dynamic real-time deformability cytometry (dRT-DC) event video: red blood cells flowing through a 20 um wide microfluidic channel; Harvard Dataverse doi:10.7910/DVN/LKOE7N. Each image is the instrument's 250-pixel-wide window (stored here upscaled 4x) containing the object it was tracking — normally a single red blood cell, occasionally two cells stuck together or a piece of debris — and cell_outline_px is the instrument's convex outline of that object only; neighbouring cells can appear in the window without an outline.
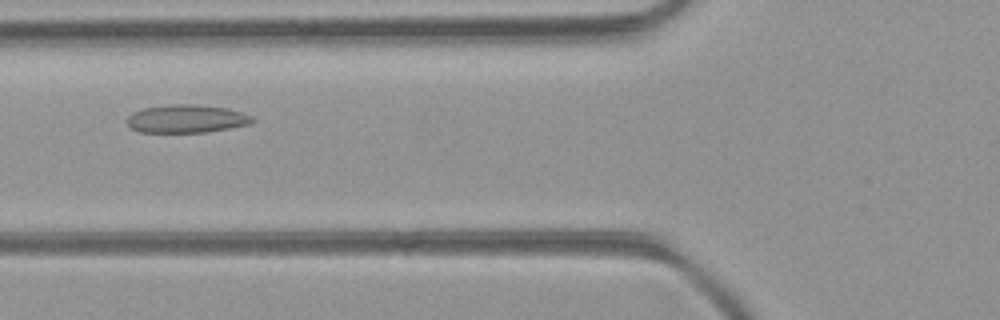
{"species": "common noctule bat (a hibernating species)", "species_latin": "Nyctalus noctula", "temperature_condition": "room temperature", "stored_images_in_passage": 37, "camera_frame_rate_fps": 3000, "um_per_image_px": 0.085, "animal": {"sex": "female", "body_mass_g": 21.9}, "frame": {"image": 1, "passage_image": 5, "time_ms": 1.333, "image_size_px": [1000, 320], "cell_outline_px": [[256, 120], [252, 124], [208, 132], [140, 132], [132, 128], [128, 124], [128, 116], [132, 112], [144, 108], [168, 104], [196, 104], [228, 108], [252, 116]], "centroid_in_image_um": [15.89, 10.09], "position_along_channel_um": 109.9, "area_um2": 20.63}}
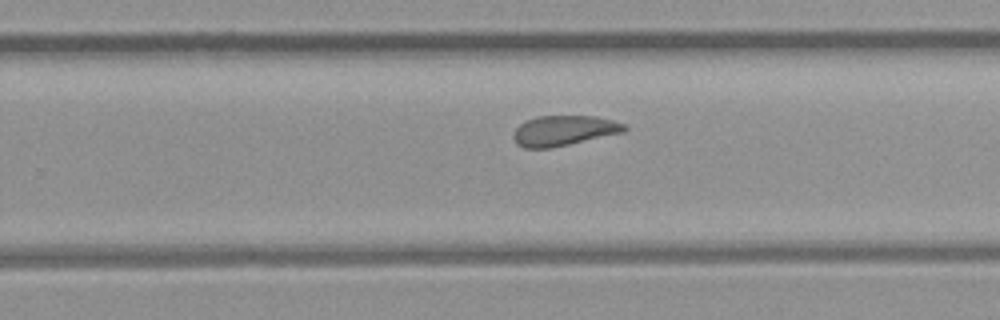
{"frame": {"image": 2, "passage_image": 18, "time_ms": 5.667, "image_size_px": [1000, 320], "cell_outline_px": [[628, 128], [624, 132], [552, 148], [524, 148], [516, 144], [512, 136], [516, 128], [520, 124], [536, 116], [596, 116], [612, 120], [624, 124]], "centroid_in_image_um": [47.91, 11.11], "position_along_channel_um": 281.9, "area_um2": 19.54}}
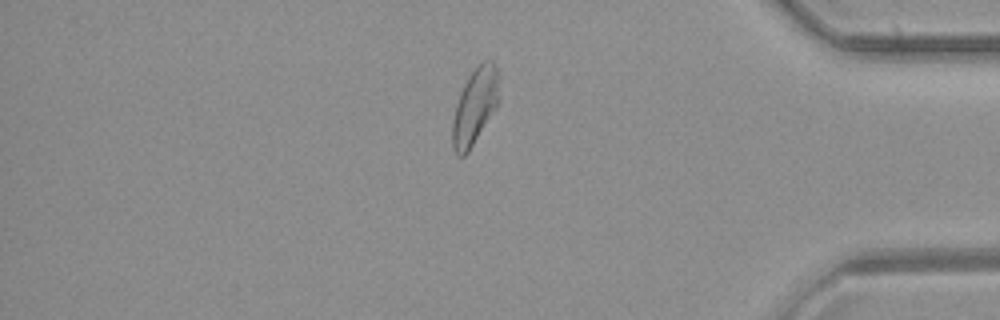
{"frame": {"image": 3, "passage_image": 29, "time_ms": 9.333, "image_size_px": [1000, 320], "cell_outline_px": [[500, 100], [496, 108], [468, 152], [464, 156], [456, 156], [452, 148], [452, 120], [456, 104], [464, 84], [468, 76], [480, 60], [492, 60], [496, 64]], "centroid_in_image_um": [40.36, 9.02], "position_along_channel_um": 394.8, "area_um2": 20.92}, "authors_computed_cell_mechanics": {"area_um2": 20.1722, "velocity_mm_per_s": 3.9683, "shape_relaxation_time_tau1_ms": null, "shape_relaxation_time_tau2_ms": 3.0827, "deformation_change_tau1": null, "deformation_change_tau2": 0.0848}}